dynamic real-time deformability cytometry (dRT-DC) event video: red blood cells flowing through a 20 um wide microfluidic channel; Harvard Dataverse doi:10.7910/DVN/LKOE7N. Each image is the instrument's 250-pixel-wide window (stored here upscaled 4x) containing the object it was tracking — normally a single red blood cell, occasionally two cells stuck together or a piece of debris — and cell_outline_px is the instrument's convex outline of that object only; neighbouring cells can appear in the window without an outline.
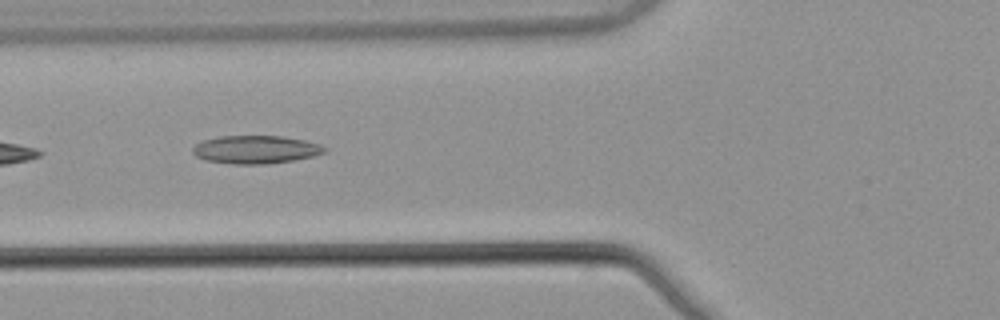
{"species": "common noctule bat (a hibernating species)", "species_latin": "Nyctalus noctula", "temperature_condition": "warm", "stored_images_in_passage": 4, "camera_frame_rate_fps": 3000, "um_per_image_px": 0.085, "animal": {"sex": "male", "body_mass_g": 21.5, "forearm_length_mm": 52.0}, "frame": {"image": 1, "passage_image": 3, "time_ms": 0.667, "image_size_px": [1000, 320], "cell_outline_px": [[328, 152], [312, 156], [292, 160], [268, 164], [232, 164], [204, 160], [196, 156], [192, 152], [192, 148], [196, 144], [204, 140], [220, 136], [280, 136], [304, 140], [320, 144], [328, 148]], "centroid_in_image_um": [21.74, 12.71], "position_along_channel_um": 104.1, "area_um2": 21.62}}
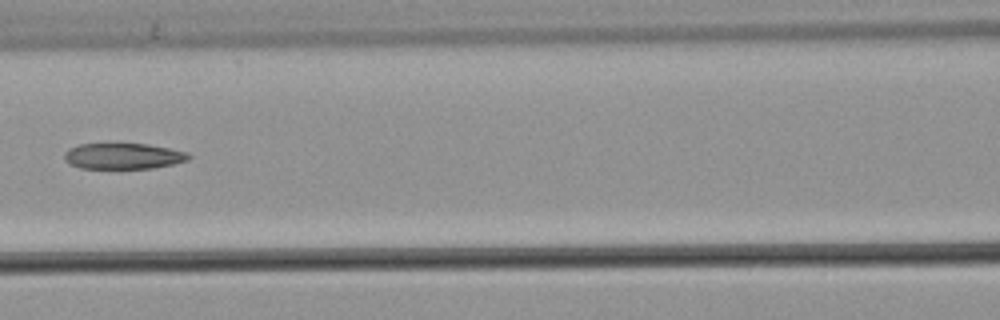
{"frame": {"image": 2, "passage_image": 4, "time_ms": 1.0, "image_size_px": [1000, 320], "cell_outline_px": [[192, 156], [188, 160], [172, 164], [152, 168], [80, 168], [68, 164], [64, 156], [64, 152], [68, 148], [80, 144], [148, 144], [188, 152]], "centroid_in_image_um": [10.46, 13.27], "position_along_channel_um": 156.1, "area_um2": 18.73}}